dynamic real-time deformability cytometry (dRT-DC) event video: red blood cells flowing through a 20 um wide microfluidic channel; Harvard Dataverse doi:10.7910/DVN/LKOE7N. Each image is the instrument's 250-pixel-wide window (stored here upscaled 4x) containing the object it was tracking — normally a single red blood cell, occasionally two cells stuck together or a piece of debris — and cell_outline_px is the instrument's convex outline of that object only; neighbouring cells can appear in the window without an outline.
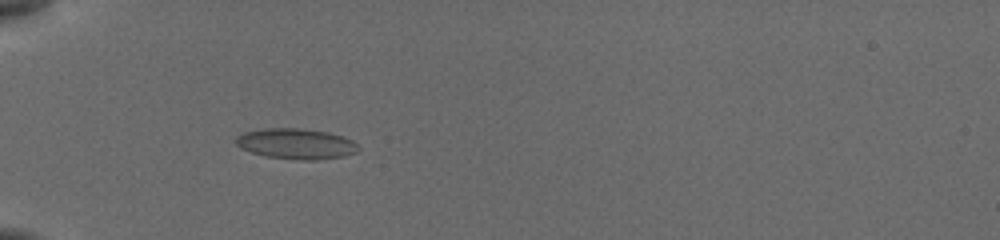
{"species": "common noctule bat (a hibernating species)", "species_latin": "Nyctalus noctula", "temperature_condition": "cold", "stored_images_in_passage": 16, "camera_frame_rate_fps": 3000, "um_per_image_px": 0.085, "animal": {"sex": "female", "body_mass_g": 19.5, "forearm_length_mm": 54.1}, "frame": {"image": 1, "passage_image": 12, "time_ms": 5.667, "image_size_px": [1000, 240], "cell_outline_px": [[360, 148], [356, 152], [344, 156], [316, 160], [300, 160], [264, 156], [240, 148], [236, 144], [236, 136], [244, 132], [264, 128], [300, 128], [328, 132], [352, 140]], "centroid_in_image_um": [25.15, 12.22], "position_along_channel_um": 59.9, "area_um2": 21.79}}
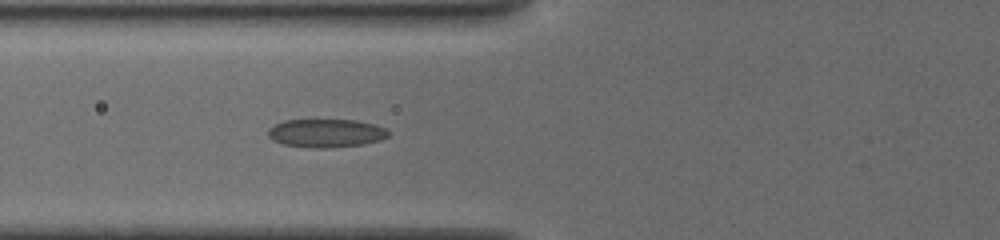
{"frame": {"image": 2, "passage_image": 16, "time_ms": 7.0, "image_size_px": [1000, 240], "cell_outline_px": [[392, 132], [388, 136], [380, 140], [364, 144], [328, 148], [312, 148], [284, 144], [272, 140], [268, 136], [268, 128], [284, 120], [316, 116], [356, 120], [376, 124], [388, 128]], "centroid_in_image_um": [27.73, 11.25], "position_along_channel_um": 98.1, "area_um2": 21.15}}